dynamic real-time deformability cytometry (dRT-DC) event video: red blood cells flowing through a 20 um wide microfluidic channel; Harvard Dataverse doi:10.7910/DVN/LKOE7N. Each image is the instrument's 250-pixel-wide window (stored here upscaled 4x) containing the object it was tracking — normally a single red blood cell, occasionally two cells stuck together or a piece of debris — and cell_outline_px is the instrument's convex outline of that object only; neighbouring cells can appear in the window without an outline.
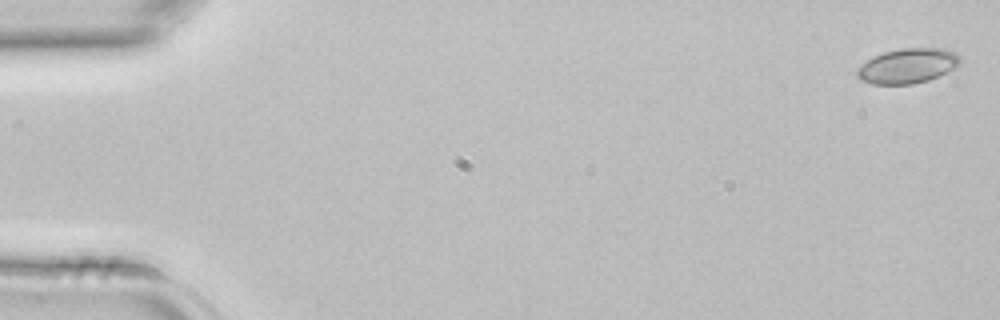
{"species": "common noctule bat (a hibernating species)", "species_latin": "Nyctalus noctula", "temperature_condition": "room temperature", "stored_images_in_passage": 4, "camera_frame_rate_fps": 3000, "um_per_image_px": 0.085, "animal": {"sex": "female", "body_mass_g": 22.7, "forearm_length_mm": 54.2}, "frame": {"image": 1, "passage_image": 1, "time_ms": 0.0, "image_size_px": [1000, 320], "cell_outline_px": [[960, 64], [956, 68], [928, 80], [912, 84], [872, 84], [860, 80], [856, 76], [856, 68], [872, 56], [884, 52], [900, 48], [944, 48], [956, 52], [960, 56]], "centroid_in_image_um": [77.14, 5.59], "position_along_channel_um": 7.9, "area_um2": 21.21}}